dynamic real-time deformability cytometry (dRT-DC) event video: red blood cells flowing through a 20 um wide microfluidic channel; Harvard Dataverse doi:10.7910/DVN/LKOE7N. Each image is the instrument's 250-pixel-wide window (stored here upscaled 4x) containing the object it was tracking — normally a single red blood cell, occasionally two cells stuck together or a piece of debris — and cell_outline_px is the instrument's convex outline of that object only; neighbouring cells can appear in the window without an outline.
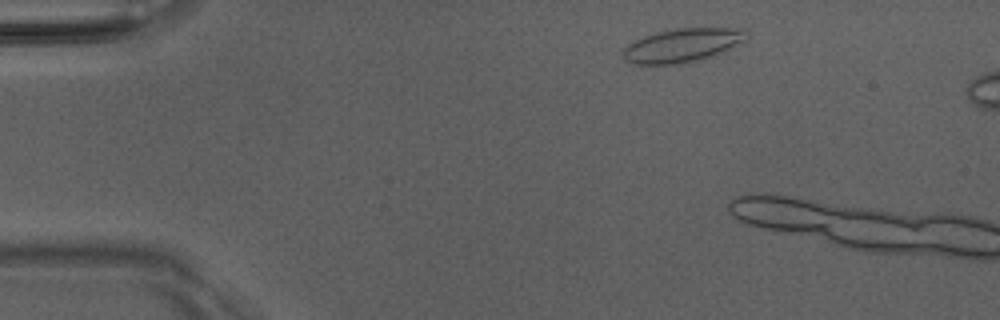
{"species": "Egyptian fruit bat (a non-hibernating species)", "species_latin": "Rousettus aegyptiacus", "temperature_condition": "room temperature", "stored_images_in_passage": 5, "camera_frame_rate_fps": 3000, "um_per_image_px": 0.085, "animal": {"sex": "male"}, "frame": {"image": 1, "passage_image": 2, "time_ms": 0.333, "image_size_px": [1000, 320], "cell_outline_px": [[748, 40], [716, 56], [700, 60], [680, 64], [632, 64], [624, 60], [624, 48], [628, 44], [644, 36], [656, 32], [676, 28], [744, 28]], "centroid_in_image_um": [58.05, 3.86], "position_along_channel_um": 26.9, "area_um2": 24.57}}